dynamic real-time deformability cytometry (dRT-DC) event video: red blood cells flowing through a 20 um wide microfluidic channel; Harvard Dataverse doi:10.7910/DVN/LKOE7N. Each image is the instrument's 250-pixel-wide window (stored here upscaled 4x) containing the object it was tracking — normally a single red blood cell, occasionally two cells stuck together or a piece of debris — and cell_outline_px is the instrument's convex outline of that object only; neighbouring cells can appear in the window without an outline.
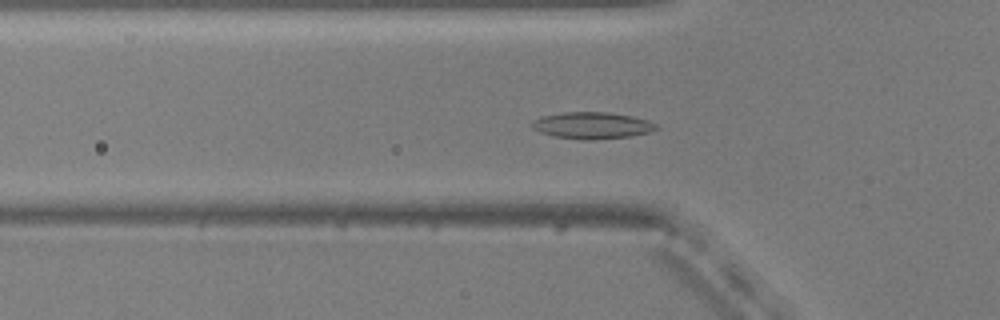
{"species": "common noctule bat (a hibernating species)", "species_latin": "Nyctalus noctula", "temperature_condition": "warm", "stored_images_in_passage": 54, "camera_frame_rate_fps": 3000, "um_per_image_px": 0.085, "animal": {"sex": "male", "body_mass_g": 20.5, "forearm_length_mm": 52.5}, "frame": {"image": 1, "passage_image": 18, "time_ms": 5.667, "image_size_px": [1000, 320], "cell_outline_px": [[660, 128], [648, 132], [632, 136], [584, 140], [580, 140], [552, 136], [540, 132], [532, 128], [532, 124], [536, 120], [544, 116], [564, 112], [608, 112], [632, 116], [648, 120], [656, 124]], "centroid_in_image_um": [50.36, 10.67], "position_along_channel_um": 75.4, "area_um2": 19.19}}
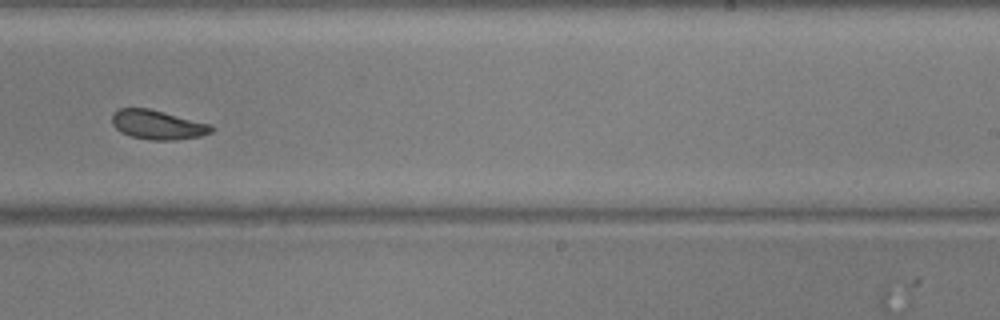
{"frame": {"image": 2, "passage_image": 34, "time_ms": 11.0, "image_size_px": [1000, 320], "cell_outline_px": [[216, 128], [212, 132], [200, 136], [176, 140], [152, 140], [132, 136], [120, 132], [112, 124], [112, 112], [120, 108], [148, 108], [212, 124]], "centroid_in_image_um": [13.42, 10.6], "position_along_channel_um": 275.6, "area_um2": 17.05}}
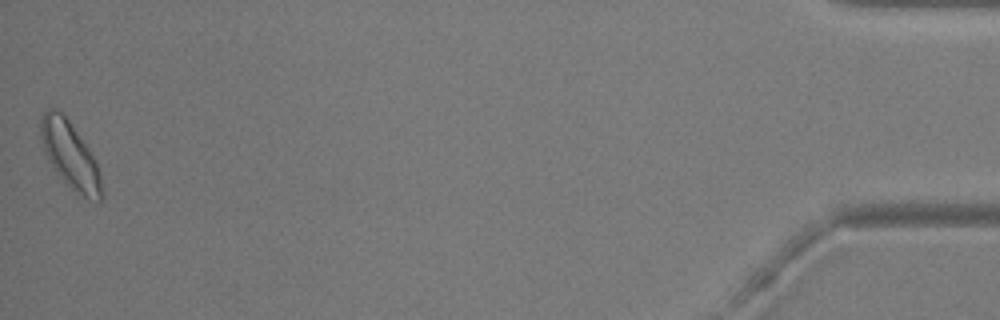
{"frame": {"image": 3, "passage_image": 54, "time_ms": 17.667, "image_size_px": [1000, 320], "cell_outline_px": [[104, 196], [100, 200], [88, 200], [72, 188], [56, 172], [48, 160], [44, 152], [40, 136], [40, 116], [48, 108], [56, 108], [68, 120], [88, 148], [96, 164], [100, 176], [104, 192]], "centroid_in_image_um": [5.94, 13.18], "position_along_channel_um": 429.3, "area_um2": 23.35}, "authors_computed_cell_mechanics": {"area_um2": 17.9469, "velocity_mm_per_s": 3.7461, "shape_relaxation_time_tau1_ms": 3.4085, "shape_relaxation_time_tau2_ms": 3.6802, "deformation_change_tau1": 0.113, "deformation_change_tau2": 0.0867}}